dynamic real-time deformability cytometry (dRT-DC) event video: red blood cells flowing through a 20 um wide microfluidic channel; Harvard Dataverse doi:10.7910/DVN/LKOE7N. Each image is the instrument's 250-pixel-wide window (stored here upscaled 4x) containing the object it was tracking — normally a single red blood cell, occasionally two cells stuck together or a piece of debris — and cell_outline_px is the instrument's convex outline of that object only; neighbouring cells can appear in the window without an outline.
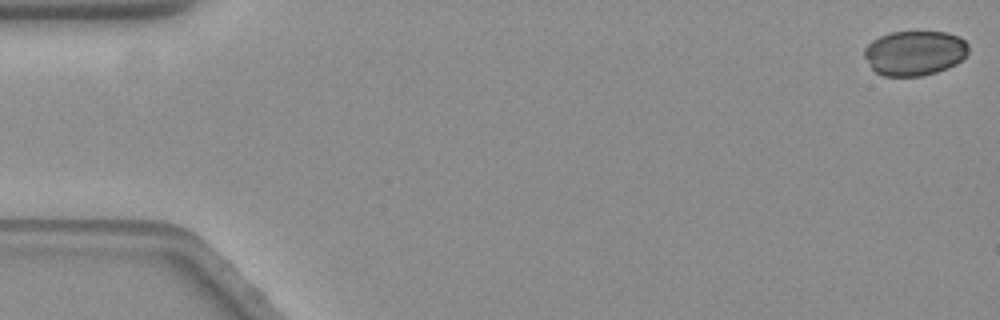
{"species": "common noctule bat (a hibernating species)", "species_latin": "Nyctalus noctula", "temperature_condition": "warm", "stored_images_in_passage": 58, "camera_frame_rate_fps": 3000, "um_per_image_px": 0.085, "animal": {"sex": "female", "body_mass_g": 19.3, "forearm_length_mm": 54.1}, "frame": {"image": 1, "passage_image": 1, "time_ms": 0.0, "image_size_px": [1000, 320], "cell_outline_px": [[968, 52], [956, 64], [948, 68], [936, 72], [920, 76], [884, 76], [876, 72], [872, 68], [864, 56], [864, 48], [872, 40], [880, 36], [892, 32], [948, 32], [960, 36], [968, 44]], "centroid_in_image_um": [77.75, 4.5], "position_along_channel_um": 7.3, "area_um2": 27.22}}
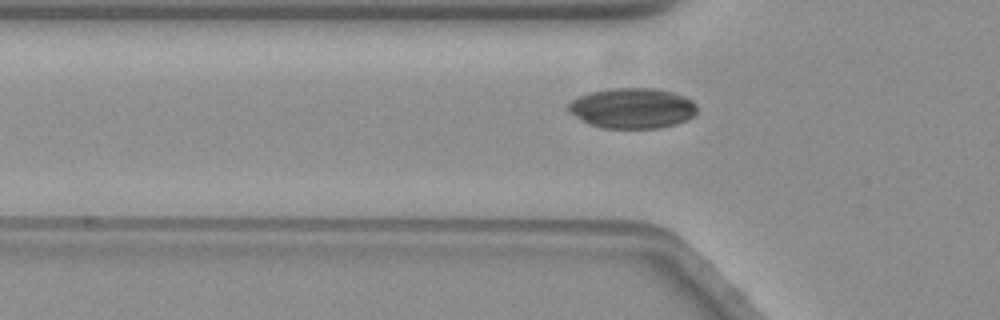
{"frame": {"image": 2, "passage_image": 19, "time_ms": 6.0, "image_size_px": [1000, 320], "cell_outline_px": [[696, 112], [688, 120], [676, 124], [660, 128], [600, 128], [588, 124], [568, 112], [568, 104], [572, 100], [580, 96], [592, 92], [608, 88], [652, 88], [672, 92], [684, 96], [692, 100], [696, 104]], "centroid_in_image_um": [53.75, 9.2], "position_along_channel_um": 72.1, "area_um2": 30.4}}
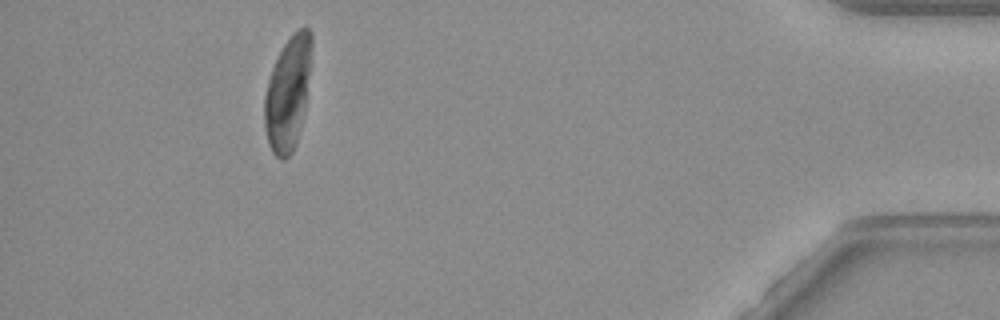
{"frame": {"image": 3, "passage_image": 53, "time_ms": 17.333, "image_size_px": [1000, 320], "cell_outline_px": [[312, 48], [304, 112], [296, 144], [292, 152], [284, 160], [280, 160], [272, 152], [268, 144], [264, 128], [264, 96], [268, 80], [272, 68], [284, 44], [292, 32], [300, 28], [308, 28], [312, 32]], "centroid_in_image_um": [24.46, 7.94], "position_along_channel_um": 410.7, "area_um2": 31.21}, "authors_computed_cell_mechanics": {"area_um2": 28.9867, "velocity_mm_per_s": 3.539, "shape_relaxation_time_tau1_ms": null, "shape_relaxation_time_tau2_ms": 10.0218, "deformation_change_tau1": null, "deformation_change_tau2": 0.0759}}